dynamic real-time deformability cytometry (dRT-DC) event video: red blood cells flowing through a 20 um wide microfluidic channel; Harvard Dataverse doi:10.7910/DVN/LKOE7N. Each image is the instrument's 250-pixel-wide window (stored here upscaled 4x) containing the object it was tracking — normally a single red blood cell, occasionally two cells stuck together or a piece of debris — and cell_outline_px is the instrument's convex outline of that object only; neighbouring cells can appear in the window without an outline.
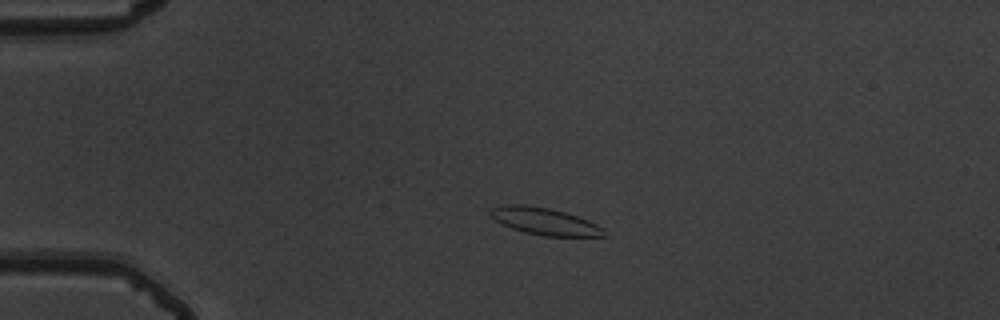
{"species": "common noctule bat (a hibernating species)", "species_latin": "Nyctalus noctula", "temperature_condition": "warm", "stored_images_in_passage": 49, "camera_frame_rate_fps": 3000, "um_per_image_px": 0.085, "animal": {"sex": "male", "body_mass_g": 19.5, "forearm_length_mm": 54.6}, "frame": {"image": 1, "passage_image": 7, "time_ms": 2.0, "image_size_px": [1000, 320], "cell_outline_px": [[604, 236], [544, 236], [524, 232], [512, 228], [496, 220], [492, 216], [492, 208], [504, 204], [524, 204], [548, 208], [564, 212], [588, 220], [604, 228]], "centroid_in_image_um": [46.31, 18.81], "position_along_channel_um": 38.7, "area_um2": 17.57}}
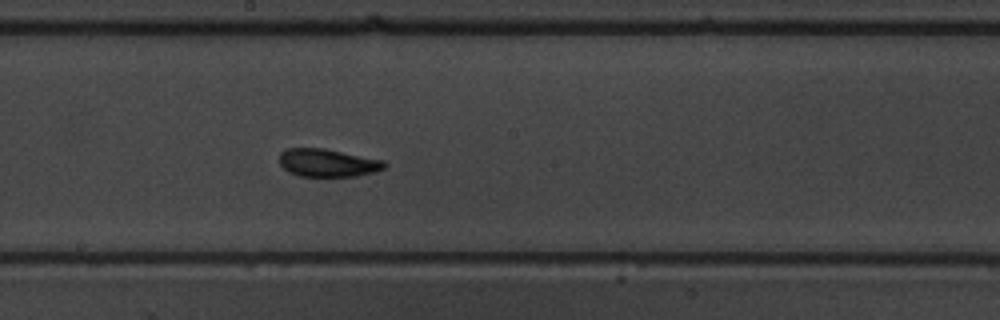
{"frame": {"image": 2, "passage_image": 25, "time_ms": 8.0, "image_size_px": [1000, 320], "cell_outline_px": [[388, 164], [384, 168], [376, 172], [356, 176], [300, 176], [288, 172], [280, 164], [280, 152], [288, 148], [324, 148], [384, 160]], "centroid_in_image_um": [27.88, 13.84], "position_along_channel_um": 220.3, "area_um2": 17.17}}
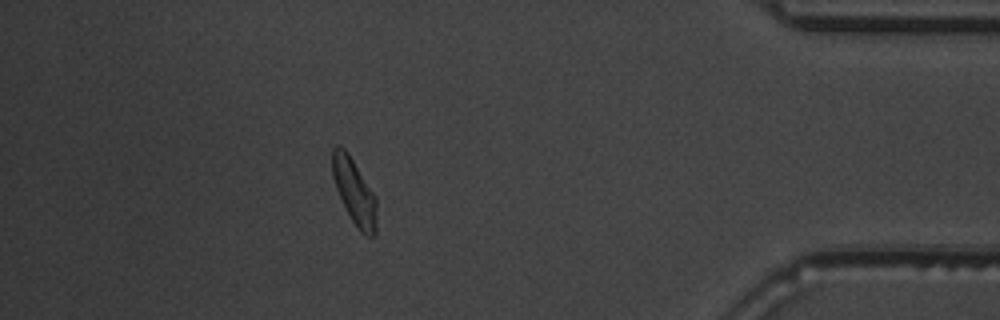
{"frame": {"image": 3, "passage_image": 43, "time_ms": 14.0, "image_size_px": [1000, 320], "cell_outline_px": [[376, 232], [372, 236], [364, 236], [356, 228], [336, 188], [332, 176], [332, 148], [336, 144], [340, 144], [348, 152], [376, 196]], "centroid_in_image_um": [30.11, 16.26], "position_along_channel_um": 405.1, "area_um2": 16.99}, "authors_computed_cell_mechanics": {"area_um2": 16.9932, "velocity_mm_per_s": 3.7362, "shape_relaxation_time_tau1_ms": 2.946, "shape_relaxation_time_tau2_ms": 1.5443, "deformation_change_tau1": 0.1578, "deformation_change_tau2": 0.0864}}